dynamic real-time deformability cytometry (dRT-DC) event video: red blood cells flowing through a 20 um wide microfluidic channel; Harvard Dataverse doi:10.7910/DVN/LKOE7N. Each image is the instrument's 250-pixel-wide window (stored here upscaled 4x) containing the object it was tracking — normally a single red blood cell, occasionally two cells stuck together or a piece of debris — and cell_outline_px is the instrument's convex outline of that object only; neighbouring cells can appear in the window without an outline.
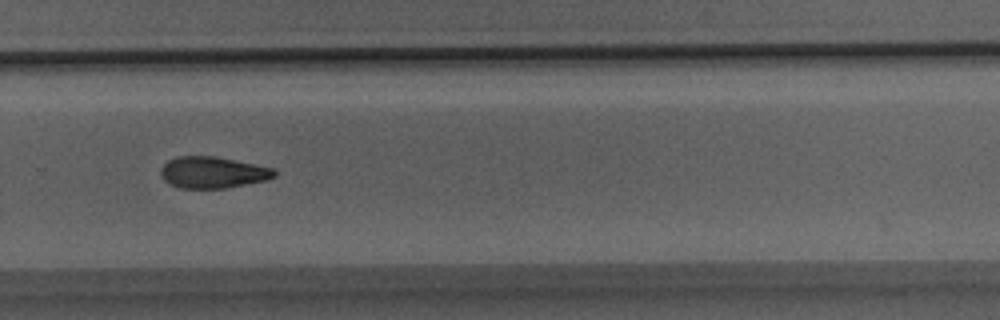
{"species": "Egyptian fruit bat (a non-hibernating species)", "species_latin": "Rousettus aegyptiacus", "temperature_condition": "room temperature", "stored_images_in_passage": 27, "camera_frame_rate_fps": 3000, "um_per_image_px": 0.085, "animal": {"sex": "male"}, "frame": {"image": 1, "passage_image": 16, "time_ms": 5.0, "image_size_px": [1000, 320], "cell_outline_px": [[276, 176], [268, 180], [224, 188], [180, 188], [168, 184], [164, 180], [160, 172], [164, 164], [168, 160], [176, 156], [216, 156], [272, 168], [276, 172]], "centroid_in_image_um": [18.06, 14.66], "position_along_channel_um": 311.7, "area_um2": 20.81}}
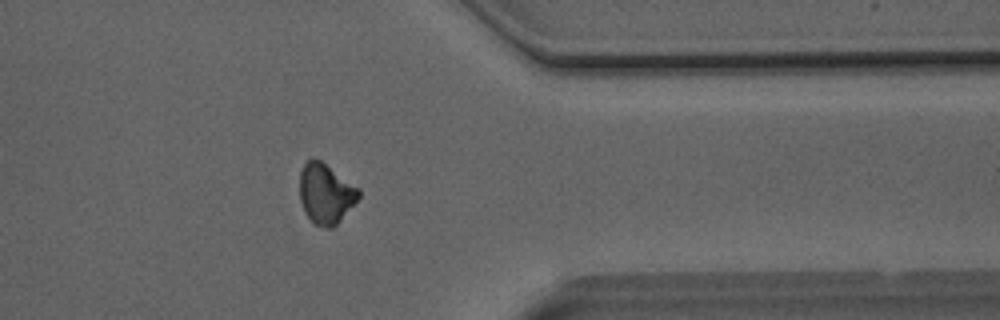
{"frame": {"image": 2, "passage_image": 20, "time_ms": 6.333, "image_size_px": [1000, 320], "cell_outline_px": [[360, 196], [340, 220], [332, 228], [324, 228], [316, 224], [304, 212], [300, 200], [300, 172], [304, 164], [312, 156], [320, 160], [360, 188]], "centroid_in_image_um": [27.68, 16.43], "position_along_channel_um": 383.7, "area_um2": 20.58}}